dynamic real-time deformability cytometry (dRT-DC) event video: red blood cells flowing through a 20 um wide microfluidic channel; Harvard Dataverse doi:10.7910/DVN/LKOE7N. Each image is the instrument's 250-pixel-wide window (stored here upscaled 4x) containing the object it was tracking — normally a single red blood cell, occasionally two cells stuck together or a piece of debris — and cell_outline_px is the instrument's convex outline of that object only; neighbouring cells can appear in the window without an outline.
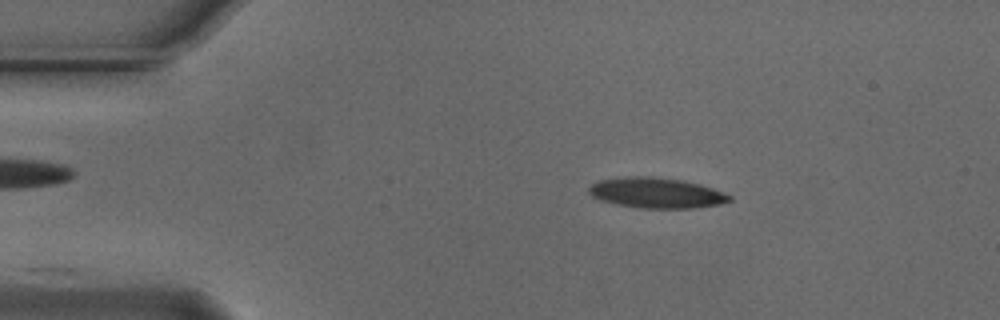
{"species": "Egyptian fruit bat (a non-hibernating species)", "species_latin": "Rousettus aegyptiacus", "temperature_condition": "cold", "stored_images_in_passage": 16, "camera_frame_rate_fps": 3000, "um_per_image_px": 0.085, "animal": {"sex": "male"}, "frame": {"image": 1, "passage_image": 1, "time_ms": 0.0, "image_size_px": [1000, 320], "cell_outline_px": [[732, 200], [720, 204], [692, 208], [640, 208], [616, 204], [600, 200], [592, 196], [588, 192], [588, 188], [596, 180], [628, 176], [652, 176], [684, 180], [700, 184], [724, 192], [732, 196]], "centroid_in_image_um": [55.78, 16.38], "position_along_channel_um": 29.2, "area_um2": 25.14}}
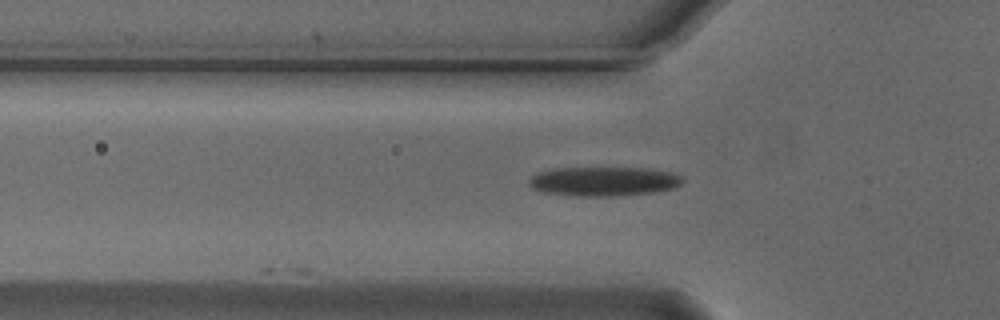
{"frame": {"image": 2, "passage_image": 9, "time_ms": 2.667, "image_size_px": [1000, 320], "cell_outline_px": [[684, 180], [680, 184], [672, 188], [652, 192], [620, 196], [576, 196], [544, 192], [532, 188], [528, 184], [528, 180], [532, 176], [540, 172], [552, 168], [652, 168], [672, 172], [680, 176]], "centroid_in_image_um": [51.31, 15.41], "position_along_channel_um": 74.5, "area_um2": 26.24}}